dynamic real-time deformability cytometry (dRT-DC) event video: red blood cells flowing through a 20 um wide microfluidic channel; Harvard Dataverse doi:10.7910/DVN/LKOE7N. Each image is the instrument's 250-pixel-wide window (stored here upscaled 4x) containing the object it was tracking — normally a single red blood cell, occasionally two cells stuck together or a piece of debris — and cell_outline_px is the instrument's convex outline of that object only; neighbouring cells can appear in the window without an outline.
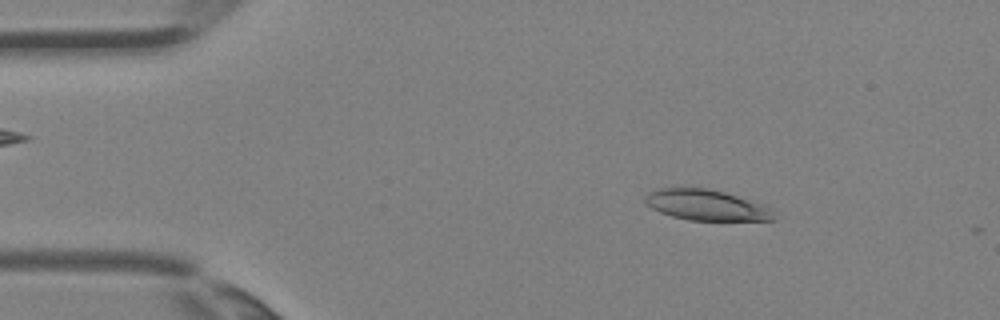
{"species": "Egyptian fruit bat (a non-hibernating species)", "species_latin": "Rousettus aegyptiacus", "temperature_condition": "room temperature", "stored_images_in_passage": 2, "camera_frame_rate_fps": 3000, "um_per_image_px": 0.085, "animal": {"sex": "female"}, "frame": {"image": 1, "passage_image": 1, "time_ms": 0.0, "image_size_px": [1000, 320], "cell_outline_px": [[772, 220], [688, 220], [672, 216], [660, 212], [644, 204], [644, 196], [648, 192], [656, 188], [708, 188], [724, 192], [764, 204], [772, 208]], "centroid_in_image_um": [59.98, 17.42], "position_along_channel_um": 25.0, "area_um2": 23.0}}